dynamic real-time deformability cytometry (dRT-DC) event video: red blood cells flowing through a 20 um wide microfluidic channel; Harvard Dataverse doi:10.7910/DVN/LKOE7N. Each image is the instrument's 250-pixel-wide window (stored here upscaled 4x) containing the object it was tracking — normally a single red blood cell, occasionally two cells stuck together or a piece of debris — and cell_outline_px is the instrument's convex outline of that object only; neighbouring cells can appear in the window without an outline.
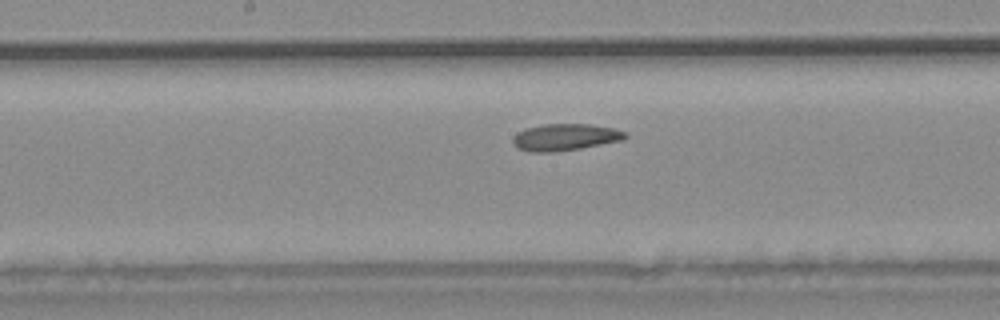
{"species": "common noctule bat (a hibernating species)", "species_latin": "Nyctalus noctula", "temperature_condition": "warm", "stored_images_in_passage": 35, "camera_frame_rate_fps": 3000, "um_per_image_px": 0.085, "animal": {"sex": "male", "body_mass_g": 20.4}, "frame": {"image": 1, "passage_image": 16, "time_ms": 5.0, "image_size_px": [1000, 320], "cell_outline_px": [[628, 136], [624, 140], [580, 148], [552, 152], [532, 152], [516, 148], [512, 144], [512, 136], [516, 132], [524, 128], [544, 124], [592, 124], [612, 128], [628, 132]], "centroid_in_image_um": [48.01, 11.65], "position_along_channel_um": 200.2, "area_um2": 17.8}}